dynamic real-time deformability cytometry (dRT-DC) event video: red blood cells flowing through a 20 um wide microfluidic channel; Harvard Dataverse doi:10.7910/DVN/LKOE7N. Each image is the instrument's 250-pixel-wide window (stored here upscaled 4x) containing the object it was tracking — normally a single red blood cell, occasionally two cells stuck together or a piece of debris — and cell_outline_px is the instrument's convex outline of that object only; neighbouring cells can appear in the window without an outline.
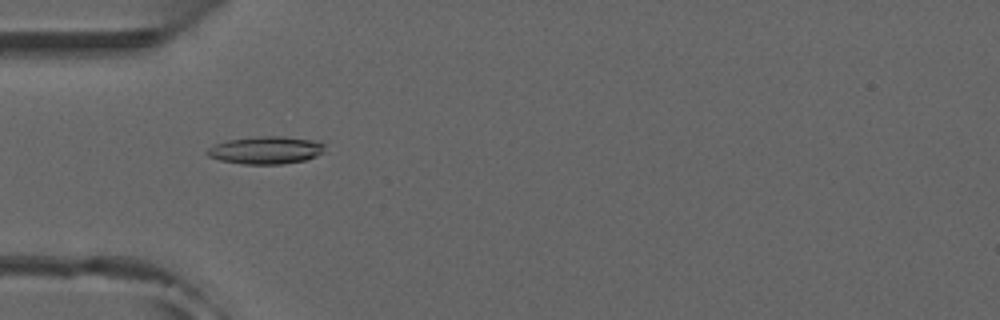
{"species": "common noctule bat (a hibernating species)", "species_latin": "Nyctalus noctula", "temperature_condition": "room temperature", "stored_images_in_passage": 52, "camera_frame_rate_fps": 3000, "um_per_image_px": 0.085, "animal": {"sex": "male", "forearm_length_mm": 52.5}, "frame": {"image": 1, "passage_image": 16, "time_ms": 5.0, "image_size_px": [1000, 320], "cell_outline_px": [[324, 152], [316, 156], [304, 160], [280, 164], [244, 164], [220, 160], [208, 156], [204, 152], [208, 148], [216, 144], [228, 140], [260, 136], [284, 136], [312, 140], [324, 144]], "centroid_in_image_um": [22.58, 12.76], "position_along_channel_um": 62.4, "area_um2": 18.79}}
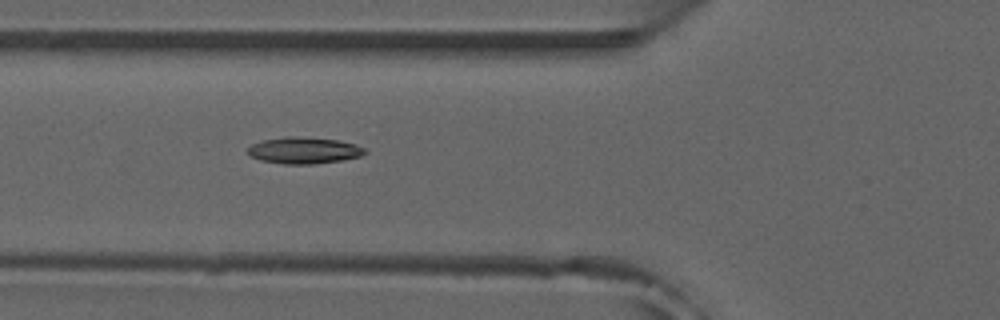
{"frame": {"image": 2, "passage_image": 19, "time_ms": 6.0, "image_size_px": [1000, 320], "cell_outline_px": [[368, 152], [360, 156], [340, 160], [316, 164], [284, 164], [260, 160], [252, 156], [248, 152], [248, 148], [252, 144], [264, 140], [288, 136], [292, 136], [336, 140], [356, 144], [364, 148]], "centroid_in_image_um": [25.85, 12.79], "position_along_channel_um": 100.0, "area_um2": 17.86}}
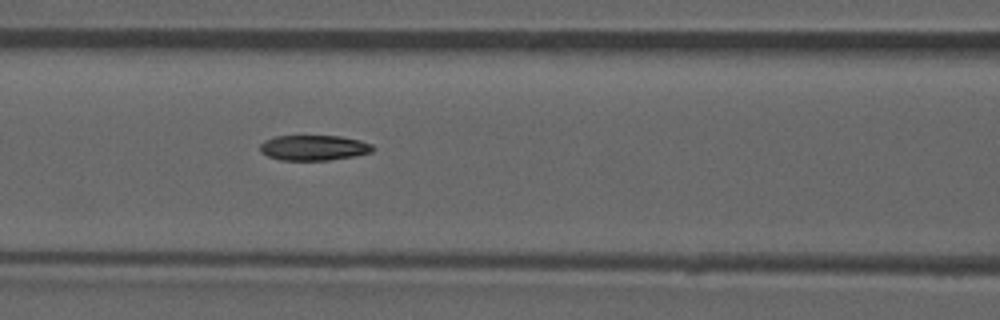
{"frame": {"image": 3, "passage_image": 22, "time_ms": 7.0, "image_size_px": [1000, 320], "cell_outline_px": [[376, 148], [372, 152], [352, 156], [328, 160], [280, 160], [268, 156], [260, 152], [260, 144], [264, 140], [276, 136], [340, 136], [360, 140], [372, 144]], "centroid_in_image_um": [26.67, 12.55], "position_along_channel_um": 139.9, "area_um2": 16.65}, "authors_computed_cell_mechanics": {"area_um2": 17.4556, "velocity_mm_per_s": 3.9457, "shape_relaxation_time_tau1_ms": 10.3424, "shape_relaxation_time_tau2_ms": 9.0782, "deformation_change_tau1": 0.2248, "deformation_change_tau2": 0.1788}}